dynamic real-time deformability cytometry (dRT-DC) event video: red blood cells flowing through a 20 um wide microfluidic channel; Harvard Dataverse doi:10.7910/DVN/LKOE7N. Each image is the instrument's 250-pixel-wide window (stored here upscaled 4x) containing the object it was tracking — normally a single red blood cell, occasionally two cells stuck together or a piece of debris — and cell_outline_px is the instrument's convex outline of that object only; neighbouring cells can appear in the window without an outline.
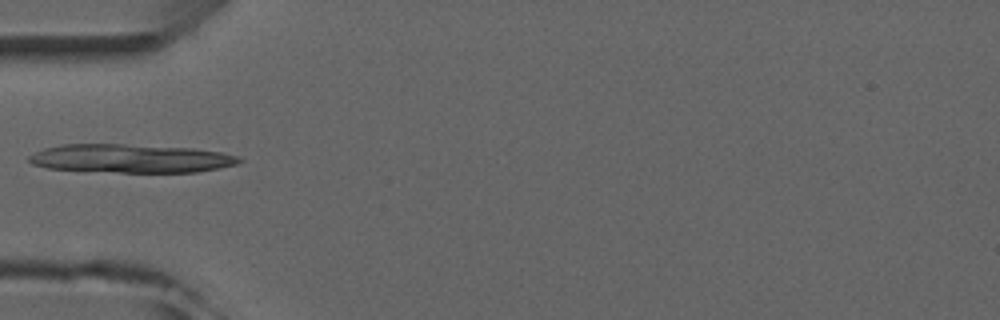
{"species": "common noctule bat (a hibernating species)", "species_latin": "Nyctalus noctula", "temperature_condition": "room temperature", "stored_images_in_passage": 5, "camera_frame_rate_fps": 3000, "um_per_image_px": 0.085, "animal": {"sex": "male", "forearm_length_mm": 52.5}, "frame": {"image": 1, "passage_image": 4, "time_ms": 3.333, "image_size_px": [1000, 320], "cell_outline_px": [[244, 160], [236, 164], [196, 172], [120, 172], [48, 168], [32, 164], [28, 160], [28, 156], [44, 148], [60, 144], [124, 144], [192, 148], [220, 152], [240, 156]], "centroid_in_image_um": [11.12, 13.46], "position_along_channel_um": 73.9, "area_um2": 34.74}}
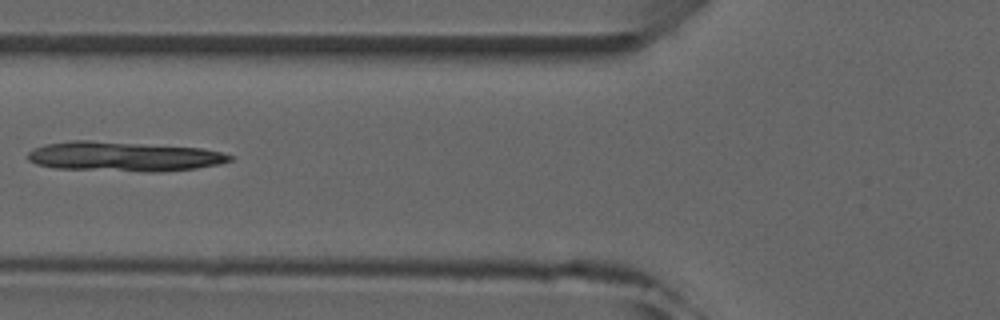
{"frame": {"image": 2, "passage_image": 5, "time_ms": 4.333, "image_size_px": [1000, 320], "cell_outline_px": [[232, 160], [220, 164], [196, 168], [164, 172], [144, 172], [56, 168], [36, 164], [28, 160], [28, 152], [44, 144], [72, 140], [88, 140], [200, 148], [220, 152], [232, 156]], "centroid_in_image_um": [10.5, 13.31], "position_along_channel_um": 115.3, "area_um2": 34.85}}